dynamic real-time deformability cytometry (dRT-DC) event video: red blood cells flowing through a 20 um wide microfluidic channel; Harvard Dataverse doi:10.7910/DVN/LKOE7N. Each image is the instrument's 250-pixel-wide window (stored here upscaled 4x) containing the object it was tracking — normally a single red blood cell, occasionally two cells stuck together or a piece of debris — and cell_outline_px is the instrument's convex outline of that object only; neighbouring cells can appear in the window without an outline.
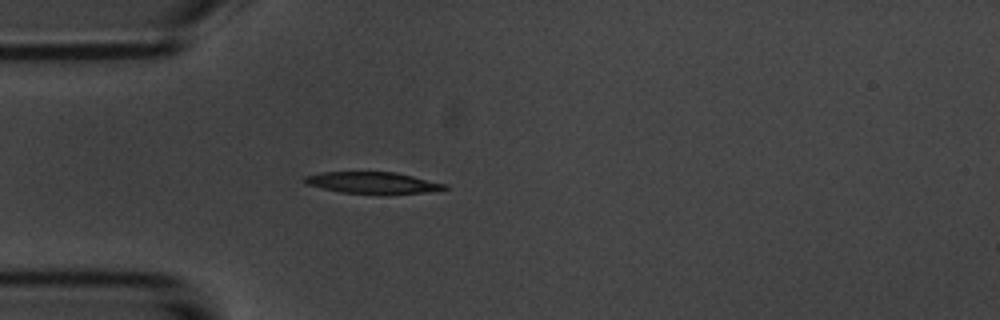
{"species": "common noctule bat (a hibernating species)", "species_latin": "Nyctalus noctula", "temperature_condition": "room temperature", "stored_images_in_passage": 1, "camera_frame_rate_fps": 3000, "um_per_image_px": 0.085, "animal": {"sex": "male", "body_mass_g": 20.1, "forearm_length_mm": 53.5}, "frame": {"image": 1, "passage_image": 1, "time_ms": 0.0, "image_size_px": [1000, 320], "cell_outline_px": [[448, 188], [424, 192], [340, 192], [308, 184], [304, 180], [304, 176], [320, 172], [396, 172], [444, 184]], "centroid_in_image_um": [31.6, 15.49], "position_along_channel_um": 53.4, "area_um2": 16.53}}